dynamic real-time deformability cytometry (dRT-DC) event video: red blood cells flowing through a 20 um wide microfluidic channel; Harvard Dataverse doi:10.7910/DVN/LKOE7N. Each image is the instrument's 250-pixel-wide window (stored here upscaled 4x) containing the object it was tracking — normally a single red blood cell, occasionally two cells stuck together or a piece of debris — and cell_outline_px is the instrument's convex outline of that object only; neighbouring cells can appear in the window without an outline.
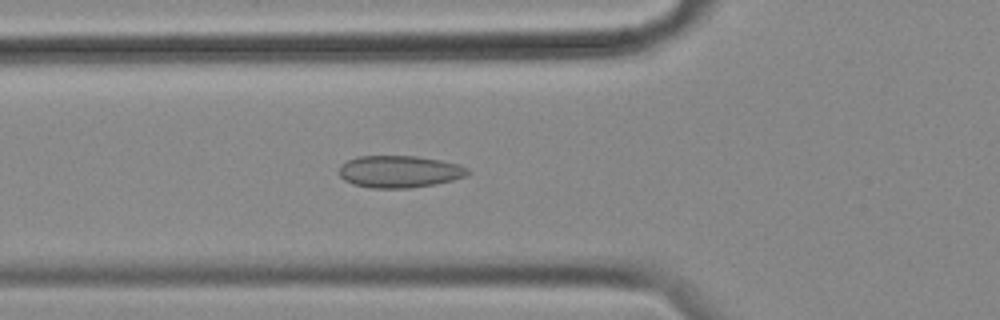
{"species": "common noctule bat (a hibernating species)", "species_latin": "Nyctalus noctula", "temperature_condition": "cold", "stored_images_in_passage": 57, "camera_frame_rate_fps": 3000, "um_per_image_px": 0.085, "animal": {"sex": "female", "body_mass_g": 18.4}, "frame": {"image": 1, "passage_image": 20, "time_ms": 6.333, "image_size_px": [1000, 320], "cell_outline_px": [[472, 172], [464, 176], [452, 180], [432, 184], [408, 188], [372, 188], [352, 184], [344, 180], [340, 176], [340, 164], [356, 156], [416, 156], [440, 160], [456, 164], [468, 168]], "centroid_in_image_um": [33.92, 14.58], "position_along_channel_um": 91.9, "area_um2": 23.93}}
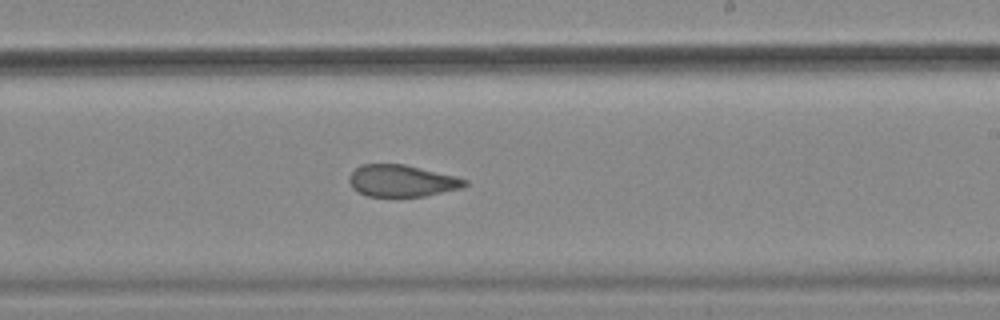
{"frame": {"image": 2, "passage_image": 34, "time_ms": 11.0, "image_size_px": [1000, 320], "cell_outline_px": [[468, 184], [460, 188], [424, 196], [368, 196], [352, 188], [348, 180], [348, 176], [360, 164], [404, 164], [456, 176], [468, 180]], "centroid_in_image_um": [34.14, 15.36], "position_along_channel_um": 254.9, "area_um2": 21.33}}
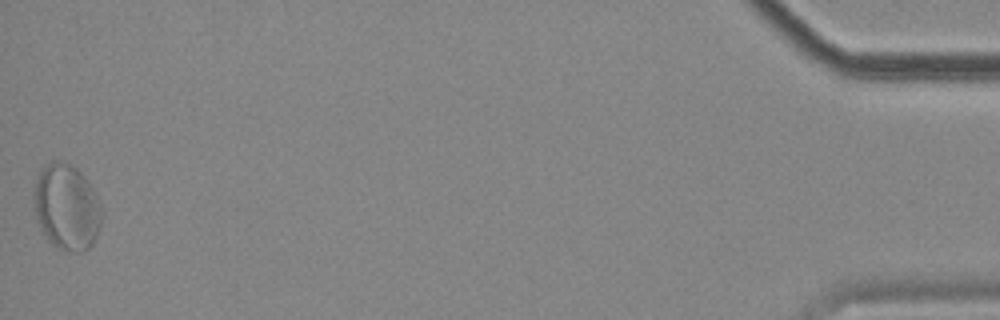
{"frame": {"image": 3, "passage_image": 57, "time_ms": 18.667, "image_size_px": [1000, 320], "cell_outline_px": [[104, 216], [96, 236], [92, 244], [84, 252], [64, 252], [52, 244], [48, 240], [40, 228], [36, 220], [32, 200], [32, 192], [36, 176], [52, 160], [60, 160], [76, 168], [84, 176], [96, 196], [104, 212]], "centroid_in_image_um": [5.64, 17.63], "position_along_channel_um": 429.6, "area_um2": 34.51}, "authors_computed_cell_mechanics": {"area_um2": 24.854, "velocity_mm_per_s": 3.4887, "shape_relaxation_time_tau1_ms": null, "shape_relaxation_time_tau2_ms": 3.0396, "deformation_change_tau1": null, "deformation_change_tau2": 0.0715}}